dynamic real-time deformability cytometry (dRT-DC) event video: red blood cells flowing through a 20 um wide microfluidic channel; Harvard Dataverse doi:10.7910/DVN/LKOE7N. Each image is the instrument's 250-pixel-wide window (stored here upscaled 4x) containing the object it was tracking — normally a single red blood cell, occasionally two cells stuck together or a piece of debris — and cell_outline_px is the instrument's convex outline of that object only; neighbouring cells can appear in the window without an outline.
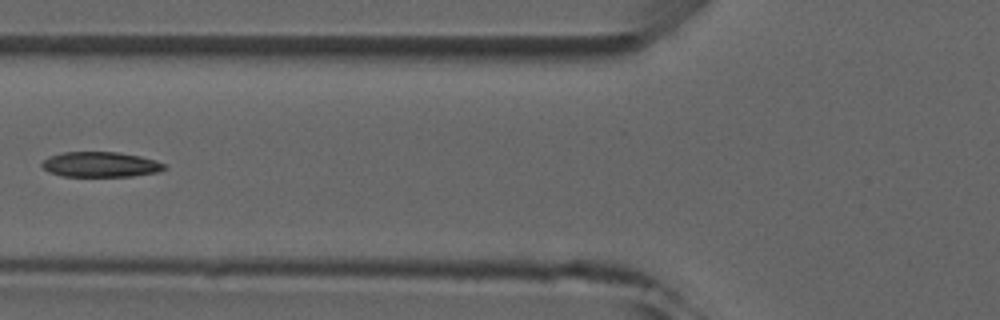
{"species": "common noctule bat (a hibernating species)", "species_latin": "Nyctalus noctula", "temperature_condition": "room temperature", "stored_images_in_passage": 4, "camera_frame_rate_fps": 3000, "um_per_image_px": 0.085, "animal": {"sex": "male", "forearm_length_mm": 52.5}, "frame": {"image": 1, "passage_image": 4, "time_ms": 3.333, "image_size_px": [1000, 320], "cell_outline_px": [[168, 168], [156, 172], [132, 176], [60, 176], [48, 172], [40, 164], [48, 156], [60, 152], [120, 152], [140, 156], [156, 160], [168, 164]], "centroid_in_image_um": [8.55, 13.97], "position_along_channel_um": 117.2, "area_um2": 18.21}}